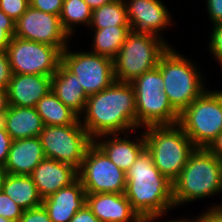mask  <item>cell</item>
Instances as JSON below:
<instances>
[{
  "instance_id": "obj_41",
  "label": "cell",
  "mask_w": 222,
  "mask_h": 222,
  "mask_svg": "<svg viewBox=\"0 0 222 222\" xmlns=\"http://www.w3.org/2000/svg\"><path fill=\"white\" fill-rule=\"evenodd\" d=\"M89 7L94 10L96 8L101 7L102 5L106 4V3H110L114 0H84Z\"/></svg>"
},
{
  "instance_id": "obj_12",
  "label": "cell",
  "mask_w": 222,
  "mask_h": 222,
  "mask_svg": "<svg viewBox=\"0 0 222 222\" xmlns=\"http://www.w3.org/2000/svg\"><path fill=\"white\" fill-rule=\"evenodd\" d=\"M68 47L61 53V63L78 77V81L89 97L105 88L114 81L113 59L90 51L75 53Z\"/></svg>"
},
{
  "instance_id": "obj_14",
  "label": "cell",
  "mask_w": 222,
  "mask_h": 222,
  "mask_svg": "<svg viewBox=\"0 0 222 222\" xmlns=\"http://www.w3.org/2000/svg\"><path fill=\"white\" fill-rule=\"evenodd\" d=\"M131 31L151 34L160 39L161 31L172 23L170 12L161 0H123ZM160 32V33H159Z\"/></svg>"
},
{
  "instance_id": "obj_44",
  "label": "cell",
  "mask_w": 222,
  "mask_h": 222,
  "mask_svg": "<svg viewBox=\"0 0 222 222\" xmlns=\"http://www.w3.org/2000/svg\"><path fill=\"white\" fill-rule=\"evenodd\" d=\"M0 222H15V221L0 216Z\"/></svg>"
},
{
  "instance_id": "obj_20",
  "label": "cell",
  "mask_w": 222,
  "mask_h": 222,
  "mask_svg": "<svg viewBox=\"0 0 222 222\" xmlns=\"http://www.w3.org/2000/svg\"><path fill=\"white\" fill-rule=\"evenodd\" d=\"M44 158L39 137L12 140L4 168L9 174L30 175Z\"/></svg>"
},
{
  "instance_id": "obj_27",
  "label": "cell",
  "mask_w": 222,
  "mask_h": 222,
  "mask_svg": "<svg viewBox=\"0 0 222 222\" xmlns=\"http://www.w3.org/2000/svg\"><path fill=\"white\" fill-rule=\"evenodd\" d=\"M59 17L62 27L71 37L76 25L90 26L92 9L84 0H64Z\"/></svg>"
},
{
  "instance_id": "obj_6",
  "label": "cell",
  "mask_w": 222,
  "mask_h": 222,
  "mask_svg": "<svg viewBox=\"0 0 222 222\" xmlns=\"http://www.w3.org/2000/svg\"><path fill=\"white\" fill-rule=\"evenodd\" d=\"M169 47L165 38L131 31L113 59L115 80L133 82L146 71L157 67L160 57Z\"/></svg>"
},
{
  "instance_id": "obj_18",
  "label": "cell",
  "mask_w": 222,
  "mask_h": 222,
  "mask_svg": "<svg viewBox=\"0 0 222 222\" xmlns=\"http://www.w3.org/2000/svg\"><path fill=\"white\" fill-rule=\"evenodd\" d=\"M141 133V136L135 137L134 141H130L129 132H125L122 138L118 137L120 135L118 133L104 134L96 137L93 142L119 169L126 173L139 154L145 149V137L143 132Z\"/></svg>"
},
{
  "instance_id": "obj_36",
  "label": "cell",
  "mask_w": 222,
  "mask_h": 222,
  "mask_svg": "<svg viewBox=\"0 0 222 222\" xmlns=\"http://www.w3.org/2000/svg\"><path fill=\"white\" fill-rule=\"evenodd\" d=\"M196 222H222V206L212 205L207 211L194 218Z\"/></svg>"
},
{
  "instance_id": "obj_7",
  "label": "cell",
  "mask_w": 222,
  "mask_h": 222,
  "mask_svg": "<svg viewBox=\"0 0 222 222\" xmlns=\"http://www.w3.org/2000/svg\"><path fill=\"white\" fill-rule=\"evenodd\" d=\"M131 84L135 90L137 129L179 122L180 114L172 107L163 91L164 81L158 67L146 71Z\"/></svg>"
},
{
  "instance_id": "obj_34",
  "label": "cell",
  "mask_w": 222,
  "mask_h": 222,
  "mask_svg": "<svg viewBox=\"0 0 222 222\" xmlns=\"http://www.w3.org/2000/svg\"><path fill=\"white\" fill-rule=\"evenodd\" d=\"M18 222H52L43 205L24 210Z\"/></svg>"
},
{
  "instance_id": "obj_4",
  "label": "cell",
  "mask_w": 222,
  "mask_h": 222,
  "mask_svg": "<svg viewBox=\"0 0 222 222\" xmlns=\"http://www.w3.org/2000/svg\"><path fill=\"white\" fill-rule=\"evenodd\" d=\"M143 134L155 167L174 182L196 147L178 123L146 126Z\"/></svg>"
},
{
  "instance_id": "obj_21",
  "label": "cell",
  "mask_w": 222,
  "mask_h": 222,
  "mask_svg": "<svg viewBox=\"0 0 222 222\" xmlns=\"http://www.w3.org/2000/svg\"><path fill=\"white\" fill-rule=\"evenodd\" d=\"M2 124L12 140L38 137L44 124L35 107L9 105Z\"/></svg>"
},
{
  "instance_id": "obj_24",
  "label": "cell",
  "mask_w": 222,
  "mask_h": 222,
  "mask_svg": "<svg viewBox=\"0 0 222 222\" xmlns=\"http://www.w3.org/2000/svg\"><path fill=\"white\" fill-rule=\"evenodd\" d=\"M35 108L44 126L73 125L80 120V116L60 101L52 90L37 102Z\"/></svg>"
},
{
  "instance_id": "obj_39",
  "label": "cell",
  "mask_w": 222,
  "mask_h": 222,
  "mask_svg": "<svg viewBox=\"0 0 222 222\" xmlns=\"http://www.w3.org/2000/svg\"><path fill=\"white\" fill-rule=\"evenodd\" d=\"M208 149L222 162V132Z\"/></svg>"
},
{
  "instance_id": "obj_9",
  "label": "cell",
  "mask_w": 222,
  "mask_h": 222,
  "mask_svg": "<svg viewBox=\"0 0 222 222\" xmlns=\"http://www.w3.org/2000/svg\"><path fill=\"white\" fill-rule=\"evenodd\" d=\"M45 158L67 163L79 169L93 139L81 125L44 126L39 134Z\"/></svg>"
},
{
  "instance_id": "obj_30",
  "label": "cell",
  "mask_w": 222,
  "mask_h": 222,
  "mask_svg": "<svg viewBox=\"0 0 222 222\" xmlns=\"http://www.w3.org/2000/svg\"><path fill=\"white\" fill-rule=\"evenodd\" d=\"M15 35V21L0 10V49H6Z\"/></svg>"
},
{
  "instance_id": "obj_19",
  "label": "cell",
  "mask_w": 222,
  "mask_h": 222,
  "mask_svg": "<svg viewBox=\"0 0 222 222\" xmlns=\"http://www.w3.org/2000/svg\"><path fill=\"white\" fill-rule=\"evenodd\" d=\"M84 187L79 179L42 200L52 222H69L86 204Z\"/></svg>"
},
{
  "instance_id": "obj_13",
  "label": "cell",
  "mask_w": 222,
  "mask_h": 222,
  "mask_svg": "<svg viewBox=\"0 0 222 222\" xmlns=\"http://www.w3.org/2000/svg\"><path fill=\"white\" fill-rule=\"evenodd\" d=\"M16 37L57 47L63 52L70 36L64 30L60 17L29 6L15 22Z\"/></svg>"
},
{
  "instance_id": "obj_15",
  "label": "cell",
  "mask_w": 222,
  "mask_h": 222,
  "mask_svg": "<svg viewBox=\"0 0 222 222\" xmlns=\"http://www.w3.org/2000/svg\"><path fill=\"white\" fill-rule=\"evenodd\" d=\"M86 204L101 222H145L124 193H87Z\"/></svg>"
},
{
  "instance_id": "obj_1",
  "label": "cell",
  "mask_w": 222,
  "mask_h": 222,
  "mask_svg": "<svg viewBox=\"0 0 222 222\" xmlns=\"http://www.w3.org/2000/svg\"><path fill=\"white\" fill-rule=\"evenodd\" d=\"M82 115L81 125L93 140L104 134L135 132L136 100L133 85L115 80L108 88L88 97Z\"/></svg>"
},
{
  "instance_id": "obj_38",
  "label": "cell",
  "mask_w": 222,
  "mask_h": 222,
  "mask_svg": "<svg viewBox=\"0 0 222 222\" xmlns=\"http://www.w3.org/2000/svg\"><path fill=\"white\" fill-rule=\"evenodd\" d=\"M69 222H101L92 213L91 209L85 204Z\"/></svg>"
},
{
  "instance_id": "obj_42",
  "label": "cell",
  "mask_w": 222,
  "mask_h": 222,
  "mask_svg": "<svg viewBox=\"0 0 222 222\" xmlns=\"http://www.w3.org/2000/svg\"><path fill=\"white\" fill-rule=\"evenodd\" d=\"M6 174L7 173L5 171V168L3 166H0V191H2V184H3V180Z\"/></svg>"
},
{
  "instance_id": "obj_8",
  "label": "cell",
  "mask_w": 222,
  "mask_h": 222,
  "mask_svg": "<svg viewBox=\"0 0 222 222\" xmlns=\"http://www.w3.org/2000/svg\"><path fill=\"white\" fill-rule=\"evenodd\" d=\"M178 124L196 148H208L222 132V97L208 88L180 115Z\"/></svg>"
},
{
  "instance_id": "obj_26",
  "label": "cell",
  "mask_w": 222,
  "mask_h": 222,
  "mask_svg": "<svg viewBox=\"0 0 222 222\" xmlns=\"http://www.w3.org/2000/svg\"><path fill=\"white\" fill-rule=\"evenodd\" d=\"M108 26H130L123 0H114L92 10L90 29H103Z\"/></svg>"
},
{
  "instance_id": "obj_10",
  "label": "cell",
  "mask_w": 222,
  "mask_h": 222,
  "mask_svg": "<svg viewBox=\"0 0 222 222\" xmlns=\"http://www.w3.org/2000/svg\"><path fill=\"white\" fill-rule=\"evenodd\" d=\"M86 193H124L126 174L93 142L78 169Z\"/></svg>"
},
{
  "instance_id": "obj_17",
  "label": "cell",
  "mask_w": 222,
  "mask_h": 222,
  "mask_svg": "<svg viewBox=\"0 0 222 222\" xmlns=\"http://www.w3.org/2000/svg\"><path fill=\"white\" fill-rule=\"evenodd\" d=\"M52 88V75L12 74L7 93L8 103L18 107H36Z\"/></svg>"
},
{
  "instance_id": "obj_29",
  "label": "cell",
  "mask_w": 222,
  "mask_h": 222,
  "mask_svg": "<svg viewBox=\"0 0 222 222\" xmlns=\"http://www.w3.org/2000/svg\"><path fill=\"white\" fill-rule=\"evenodd\" d=\"M29 6V0H0V10L15 22L25 13Z\"/></svg>"
},
{
  "instance_id": "obj_45",
  "label": "cell",
  "mask_w": 222,
  "mask_h": 222,
  "mask_svg": "<svg viewBox=\"0 0 222 222\" xmlns=\"http://www.w3.org/2000/svg\"><path fill=\"white\" fill-rule=\"evenodd\" d=\"M219 64H220V66H221V68H222V61L221 62H218ZM217 92H220V93H222V91H217Z\"/></svg>"
},
{
  "instance_id": "obj_40",
  "label": "cell",
  "mask_w": 222,
  "mask_h": 222,
  "mask_svg": "<svg viewBox=\"0 0 222 222\" xmlns=\"http://www.w3.org/2000/svg\"><path fill=\"white\" fill-rule=\"evenodd\" d=\"M8 107L9 103L7 90L0 89V122H2L4 114L6 113Z\"/></svg>"
},
{
  "instance_id": "obj_28",
  "label": "cell",
  "mask_w": 222,
  "mask_h": 222,
  "mask_svg": "<svg viewBox=\"0 0 222 222\" xmlns=\"http://www.w3.org/2000/svg\"><path fill=\"white\" fill-rule=\"evenodd\" d=\"M24 209L18 206L7 194L0 191V216L18 222Z\"/></svg>"
},
{
  "instance_id": "obj_32",
  "label": "cell",
  "mask_w": 222,
  "mask_h": 222,
  "mask_svg": "<svg viewBox=\"0 0 222 222\" xmlns=\"http://www.w3.org/2000/svg\"><path fill=\"white\" fill-rule=\"evenodd\" d=\"M12 74L6 49H0V89H8Z\"/></svg>"
},
{
  "instance_id": "obj_11",
  "label": "cell",
  "mask_w": 222,
  "mask_h": 222,
  "mask_svg": "<svg viewBox=\"0 0 222 222\" xmlns=\"http://www.w3.org/2000/svg\"><path fill=\"white\" fill-rule=\"evenodd\" d=\"M13 74L53 75L61 63V51L35 41L12 37L6 47Z\"/></svg>"
},
{
  "instance_id": "obj_23",
  "label": "cell",
  "mask_w": 222,
  "mask_h": 222,
  "mask_svg": "<svg viewBox=\"0 0 222 222\" xmlns=\"http://www.w3.org/2000/svg\"><path fill=\"white\" fill-rule=\"evenodd\" d=\"M2 191L24 210L42 205L43 199L30 175L7 173L3 180Z\"/></svg>"
},
{
  "instance_id": "obj_2",
  "label": "cell",
  "mask_w": 222,
  "mask_h": 222,
  "mask_svg": "<svg viewBox=\"0 0 222 222\" xmlns=\"http://www.w3.org/2000/svg\"><path fill=\"white\" fill-rule=\"evenodd\" d=\"M126 174L125 196L145 222H153L174 208L173 182L155 167L145 148Z\"/></svg>"
},
{
  "instance_id": "obj_33",
  "label": "cell",
  "mask_w": 222,
  "mask_h": 222,
  "mask_svg": "<svg viewBox=\"0 0 222 222\" xmlns=\"http://www.w3.org/2000/svg\"><path fill=\"white\" fill-rule=\"evenodd\" d=\"M64 0H31L30 6L42 12L60 16Z\"/></svg>"
},
{
  "instance_id": "obj_35",
  "label": "cell",
  "mask_w": 222,
  "mask_h": 222,
  "mask_svg": "<svg viewBox=\"0 0 222 222\" xmlns=\"http://www.w3.org/2000/svg\"><path fill=\"white\" fill-rule=\"evenodd\" d=\"M12 138L7 133L2 122H0V166L4 167L11 147Z\"/></svg>"
},
{
  "instance_id": "obj_3",
  "label": "cell",
  "mask_w": 222,
  "mask_h": 222,
  "mask_svg": "<svg viewBox=\"0 0 222 222\" xmlns=\"http://www.w3.org/2000/svg\"><path fill=\"white\" fill-rule=\"evenodd\" d=\"M218 193H222V162L208 148H196L173 182L174 207Z\"/></svg>"
},
{
  "instance_id": "obj_37",
  "label": "cell",
  "mask_w": 222,
  "mask_h": 222,
  "mask_svg": "<svg viewBox=\"0 0 222 222\" xmlns=\"http://www.w3.org/2000/svg\"><path fill=\"white\" fill-rule=\"evenodd\" d=\"M209 19L213 25L222 23V0H206Z\"/></svg>"
},
{
  "instance_id": "obj_5",
  "label": "cell",
  "mask_w": 222,
  "mask_h": 222,
  "mask_svg": "<svg viewBox=\"0 0 222 222\" xmlns=\"http://www.w3.org/2000/svg\"><path fill=\"white\" fill-rule=\"evenodd\" d=\"M180 54L170 46L160 57L157 66L164 81L163 91L179 114L206 90L200 69Z\"/></svg>"
},
{
  "instance_id": "obj_16",
  "label": "cell",
  "mask_w": 222,
  "mask_h": 222,
  "mask_svg": "<svg viewBox=\"0 0 222 222\" xmlns=\"http://www.w3.org/2000/svg\"><path fill=\"white\" fill-rule=\"evenodd\" d=\"M42 199L71 185L78 179V169L70 164L44 158L30 174Z\"/></svg>"
},
{
  "instance_id": "obj_31",
  "label": "cell",
  "mask_w": 222,
  "mask_h": 222,
  "mask_svg": "<svg viewBox=\"0 0 222 222\" xmlns=\"http://www.w3.org/2000/svg\"><path fill=\"white\" fill-rule=\"evenodd\" d=\"M208 50L216 61H222V23L212 25Z\"/></svg>"
},
{
  "instance_id": "obj_25",
  "label": "cell",
  "mask_w": 222,
  "mask_h": 222,
  "mask_svg": "<svg viewBox=\"0 0 222 222\" xmlns=\"http://www.w3.org/2000/svg\"><path fill=\"white\" fill-rule=\"evenodd\" d=\"M94 33L92 51L101 56L114 59L118 54L127 35L131 32L130 26H108L103 29H92Z\"/></svg>"
},
{
  "instance_id": "obj_43",
  "label": "cell",
  "mask_w": 222,
  "mask_h": 222,
  "mask_svg": "<svg viewBox=\"0 0 222 222\" xmlns=\"http://www.w3.org/2000/svg\"><path fill=\"white\" fill-rule=\"evenodd\" d=\"M190 218H181L180 220L177 219V220H169V221H166V222H196L194 219H190Z\"/></svg>"
},
{
  "instance_id": "obj_22",
  "label": "cell",
  "mask_w": 222,
  "mask_h": 222,
  "mask_svg": "<svg viewBox=\"0 0 222 222\" xmlns=\"http://www.w3.org/2000/svg\"><path fill=\"white\" fill-rule=\"evenodd\" d=\"M51 90L60 101L81 118L88 96L79 83L78 77L70 72L62 63L59 64L57 71L52 75Z\"/></svg>"
}]
</instances>
